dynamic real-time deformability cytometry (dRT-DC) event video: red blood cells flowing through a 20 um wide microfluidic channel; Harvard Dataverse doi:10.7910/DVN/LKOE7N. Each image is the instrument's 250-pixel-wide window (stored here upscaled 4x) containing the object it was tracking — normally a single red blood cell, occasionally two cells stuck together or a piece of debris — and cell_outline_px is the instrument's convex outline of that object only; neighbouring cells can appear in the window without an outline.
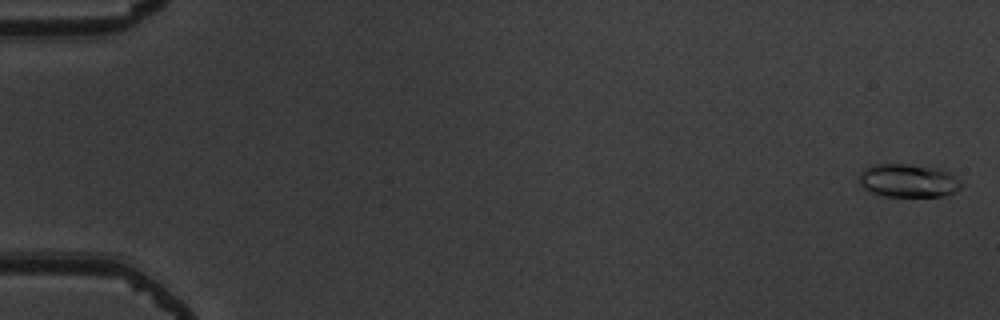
{"species": "common noctule bat (a hibernating species)", "species_latin": "Nyctalus noctula", "temperature_condition": "warm", "stored_images_in_passage": 54, "camera_frame_rate_fps": 3000, "um_per_image_px": 0.085, "animal": {"sex": "male", "body_mass_g": 19.5, "forearm_length_mm": 54.6}, "frame": {"image": 1, "passage_image": 2, "time_ms": 0.333, "image_size_px": [1000, 320], "cell_outline_px": [[964, 184], [956, 192], [944, 196], [880, 196], [868, 192], [860, 188], [860, 172], [864, 168], [872, 164], [908, 164], [936, 168], [948, 172], [960, 180]], "centroid_in_image_um": [77.16, 15.37], "position_along_channel_um": 7.8, "area_um2": 20.11}}
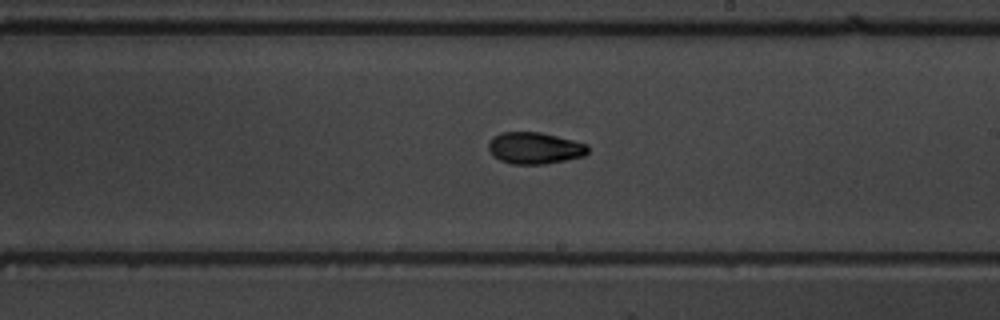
{"frame": {"image": 2, "passage_image": 33, "time_ms": 10.667, "image_size_px": [1000, 320], "cell_outline_px": [[588, 152], [584, 156], [544, 164], [512, 164], [500, 160], [488, 148], [488, 144], [492, 136], [500, 132], [540, 132], [588, 144]], "centroid_in_image_um": [45.44, 12.58], "position_along_channel_um": 243.6, "area_um2": 18.21}}
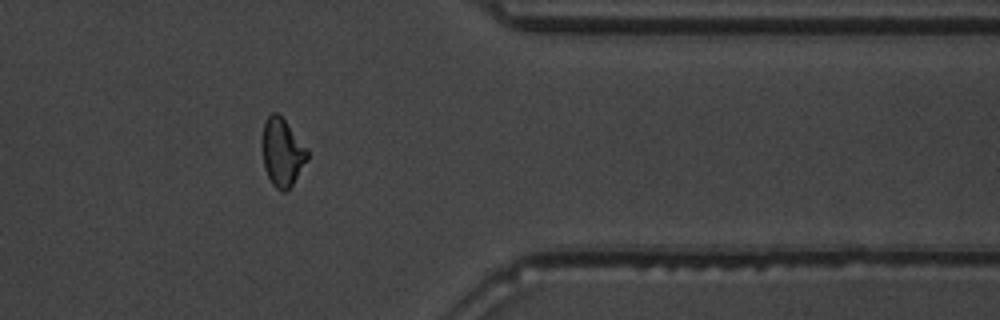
{"frame": {"image": 3, "passage_image": 45, "time_ms": 14.667, "image_size_px": [1000, 320], "cell_outline_px": [[308, 160], [292, 184], [284, 192], [280, 192], [272, 184], [264, 168], [264, 120], [272, 112], [276, 112], [284, 120], [308, 148]], "centroid_in_image_um": [24.02, 12.97], "position_along_channel_um": 387.4, "area_um2": 17.46}, "authors_computed_cell_mechanics": {"area_um2": 18.0047, "velocity_mm_per_s": 3.8898, "shape_relaxation_time_tau1_ms": 3.6956, "shape_relaxation_time_tau2_ms": 2.7265, "deformation_change_tau1": 0.17, "deformation_change_tau2": 0.079}}